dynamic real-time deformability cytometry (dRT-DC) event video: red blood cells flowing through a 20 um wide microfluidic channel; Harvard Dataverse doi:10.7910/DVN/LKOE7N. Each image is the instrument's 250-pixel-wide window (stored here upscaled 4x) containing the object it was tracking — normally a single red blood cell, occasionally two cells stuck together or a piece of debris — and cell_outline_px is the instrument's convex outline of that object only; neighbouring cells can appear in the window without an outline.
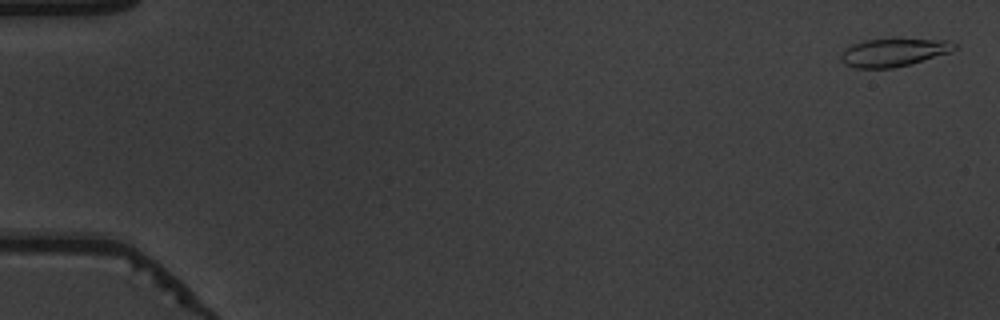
{"species": "common noctule bat (a hibernating species)", "species_latin": "Nyctalus noctula", "temperature_condition": "warm", "stored_images_in_passage": 54, "camera_frame_rate_fps": 3000, "um_per_image_px": 0.085, "animal": {"sex": "male", "body_mass_g": 19.5, "forearm_length_mm": 54.6}, "frame": {"image": 1, "passage_image": 2, "time_ms": 0.333, "image_size_px": [1000, 320], "cell_outline_px": [[956, 48], [952, 52], [912, 64], [892, 68], [856, 68], [844, 64], [840, 60], [840, 56], [844, 48], [852, 44], [864, 40], [896, 36], [948, 40], [956, 44]], "centroid_in_image_um": [75.99, 4.4], "position_along_channel_um": 9.0, "area_um2": 19.65}}
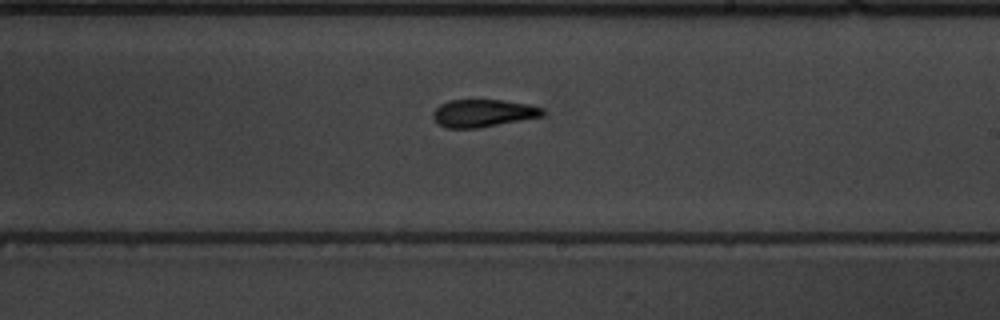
{"frame": {"image": 2, "passage_image": 33, "time_ms": 10.667, "image_size_px": [1000, 320], "cell_outline_px": [[544, 116], [476, 128], [444, 128], [436, 124], [432, 116], [432, 112], [440, 104], [448, 100], [504, 100], [528, 104], [544, 108]], "centroid_in_image_um": [41.02, 9.62], "position_along_channel_um": 248.0, "area_um2": 17.74}}
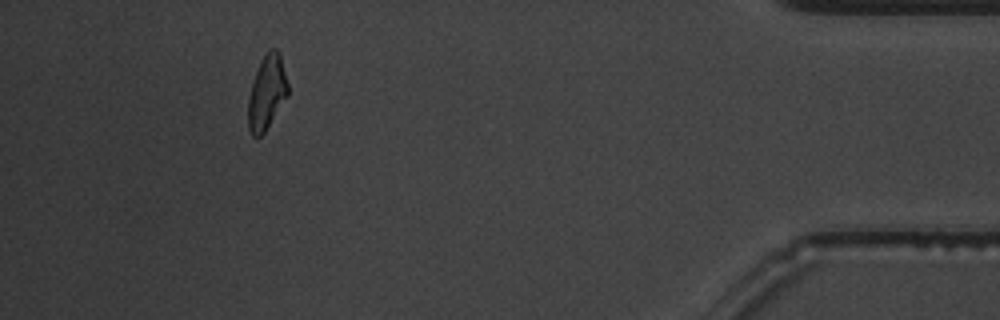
{"frame": {"image": 3, "passage_image": 50, "time_ms": 16.333, "image_size_px": [1000, 320], "cell_outline_px": [[288, 96], [264, 132], [260, 136], [252, 136], [248, 128], [248, 96], [260, 60], [268, 48], [276, 48], [280, 52], [288, 84]], "centroid_in_image_um": [22.68, 7.82], "position_along_channel_um": 412.5, "area_um2": 17.28}, "authors_computed_cell_mechanics": {"area_um2": 18.1781, "velocity_mm_per_s": 3.8588, "shape_relaxation_time_tau1_ms": 7.5744, "shape_relaxation_time_tau2_ms": 2.6028, "deformation_change_tau1": 0.2176, "deformation_change_tau2": 0.1018}}